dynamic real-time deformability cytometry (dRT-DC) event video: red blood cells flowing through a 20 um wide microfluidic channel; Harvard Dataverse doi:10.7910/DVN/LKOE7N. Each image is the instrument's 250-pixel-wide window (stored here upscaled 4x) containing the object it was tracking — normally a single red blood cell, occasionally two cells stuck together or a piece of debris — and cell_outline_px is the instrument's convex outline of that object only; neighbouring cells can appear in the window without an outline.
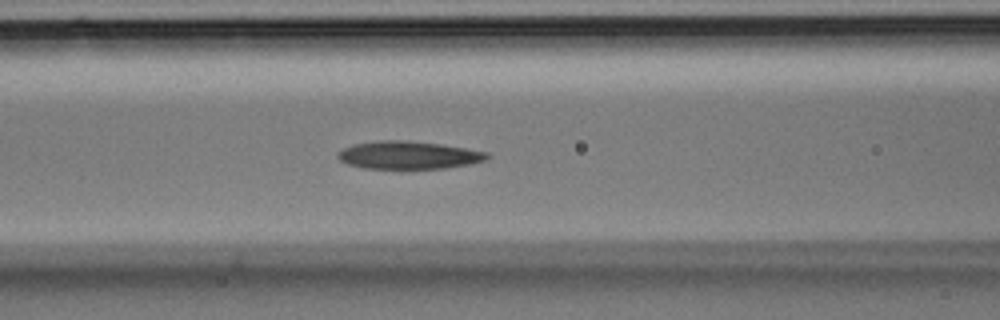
{"species": "Egyptian fruit bat (a non-hibernating species)", "species_latin": "Rousettus aegyptiacus", "temperature_condition": "room temperature", "stored_images_in_passage": 33, "camera_frame_rate_fps": 3000, "um_per_image_px": 0.085, "animal": {"sex": "male"}, "frame": {"image": 1, "passage_image": 13, "time_ms": 4.0, "image_size_px": [1000, 320], "cell_outline_px": [[492, 156], [484, 160], [472, 164], [444, 168], [364, 168], [348, 164], [340, 160], [336, 156], [344, 148], [352, 144], [380, 140], [408, 140], [440, 144], [488, 152]], "centroid_in_image_um": [34.74, 13.18], "position_along_channel_um": 131.9, "area_um2": 24.1}}
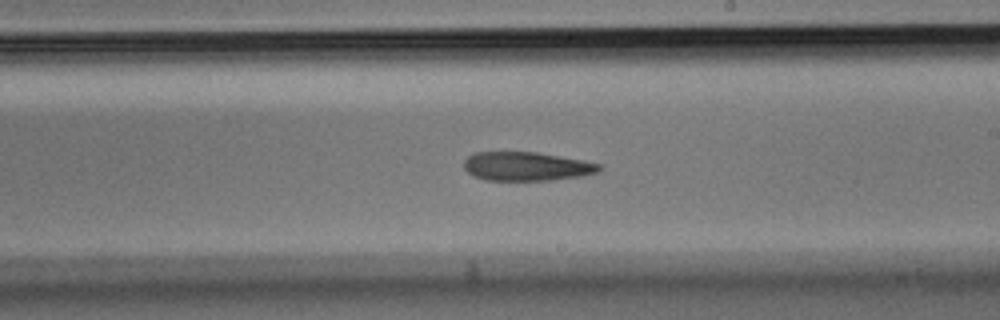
{"frame": {"image": 2, "passage_image": 19, "time_ms": 6.0, "image_size_px": [1000, 320], "cell_outline_px": [[604, 168], [596, 172], [584, 176], [552, 180], [488, 180], [476, 176], [468, 172], [464, 168], [464, 160], [468, 156], [476, 152], [536, 152], [584, 160], [604, 164]], "centroid_in_image_um": [44.83, 14.14], "position_along_channel_um": 244.2, "area_um2": 22.83}}
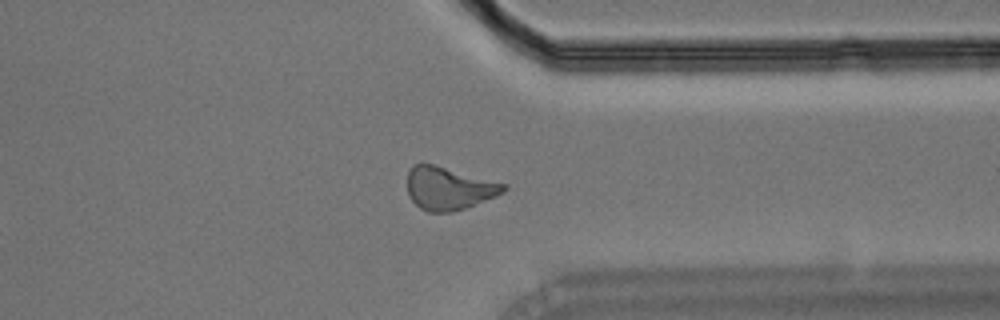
{"frame": {"image": 3, "passage_image": 26, "time_ms": 8.333, "image_size_px": [1000, 320], "cell_outline_px": [[508, 188], [504, 192], [496, 196], [464, 208], [448, 212], [428, 212], [420, 208], [408, 196], [408, 172], [412, 164], [432, 164], [508, 184]], "centroid_in_image_um": [38.15, 16.01], "position_along_channel_um": 373.3, "area_um2": 23.87}}